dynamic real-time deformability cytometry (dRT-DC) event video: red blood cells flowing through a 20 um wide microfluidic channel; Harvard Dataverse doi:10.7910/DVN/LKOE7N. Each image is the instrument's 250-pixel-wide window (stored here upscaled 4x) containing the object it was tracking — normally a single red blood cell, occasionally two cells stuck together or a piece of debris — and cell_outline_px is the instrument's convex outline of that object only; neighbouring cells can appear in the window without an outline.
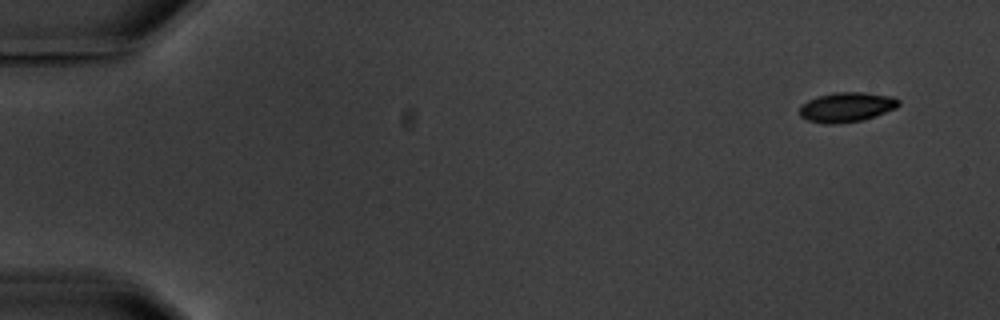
{"species": "common noctule bat (a hibernating species)", "species_latin": "Nyctalus noctula", "temperature_condition": "warm", "stored_images_in_passage": 4, "camera_frame_rate_fps": 3000, "um_per_image_px": 0.085, "animal": {"sex": "male", "body_mass_g": 20.1, "forearm_length_mm": 53.5}, "frame": {"image": 1, "passage_image": 1, "time_ms": 0.0, "image_size_px": [1000, 320], "cell_outline_px": [[900, 104], [896, 108], [860, 120], [832, 124], [824, 124], [808, 120], [800, 116], [800, 108], [808, 100], [816, 96], [832, 92], [864, 92], [892, 96], [900, 100]], "centroid_in_image_um": [71.95, 9.08], "position_along_channel_um": 13.1, "area_um2": 16.99}}
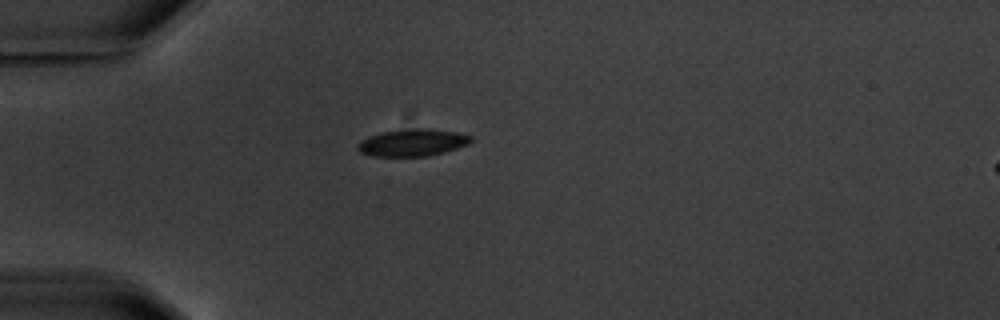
{"frame": {"image": 2, "passage_image": 4, "time_ms": 4.333, "image_size_px": [1000, 320], "cell_outline_px": [[472, 140], [468, 144], [444, 152], [428, 156], [372, 156], [360, 152], [356, 148], [356, 144], [360, 140], [368, 136], [384, 132], [416, 128], [428, 128], [456, 132], [472, 136]], "centroid_in_image_um": [35.04, 12.12], "position_along_channel_um": 50.0, "area_um2": 17.86}}